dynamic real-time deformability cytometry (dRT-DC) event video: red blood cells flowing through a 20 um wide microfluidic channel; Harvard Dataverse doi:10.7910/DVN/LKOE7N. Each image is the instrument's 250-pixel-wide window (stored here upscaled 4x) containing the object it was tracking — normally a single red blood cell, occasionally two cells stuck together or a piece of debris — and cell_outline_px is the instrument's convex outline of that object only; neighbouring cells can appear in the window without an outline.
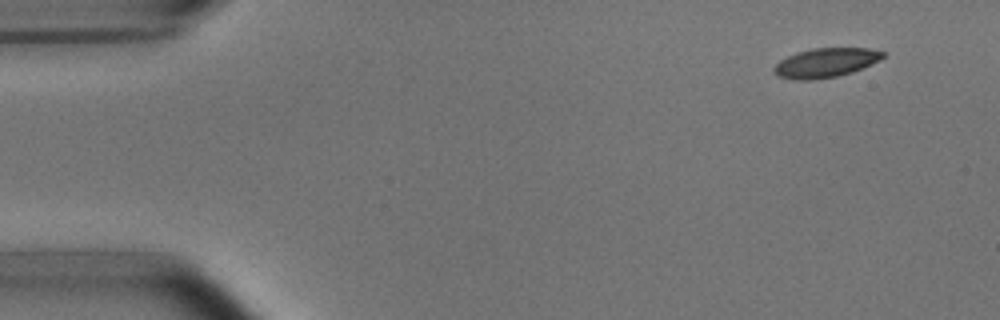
{"species": "common noctule bat (a hibernating species)", "species_latin": "Nyctalus noctula", "temperature_condition": "room temperature", "stored_images_in_passage": 5, "camera_frame_rate_fps": 3000, "um_per_image_px": 0.085, "animal": {"sex": "male", "body_mass_g": 15.6}, "frame": {"image": 1, "passage_image": 1, "time_ms": 0.0, "image_size_px": [1000, 320], "cell_outline_px": [[884, 56], [880, 60], [852, 72], [836, 76], [812, 80], [792, 80], [776, 76], [772, 72], [772, 68], [780, 60], [796, 52], [812, 48], [868, 48], [884, 52]], "centroid_in_image_um": [70.12, 5.34], "position_along_channel_um": 14.9, "area_um2": 18.67}}
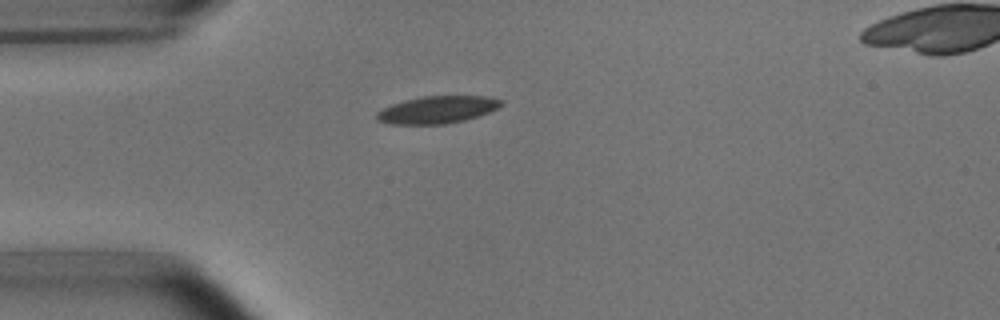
{"frame": {"image": 2, "passage_image": 4, "time_ms": 3.333, "image_size_px": [1000, 320], "cell_outline_px": [[504, 104], [480, 116], [448, 124], [388, 124], [376, 120], [376, 112], [392, 104], [404, 100], [424, 96], [484, 96], [500, 100]], "centroid_in_image_um": [37.14, 9.33], "position_along_channel_um": 47.9, "area_um2": 19.77}}